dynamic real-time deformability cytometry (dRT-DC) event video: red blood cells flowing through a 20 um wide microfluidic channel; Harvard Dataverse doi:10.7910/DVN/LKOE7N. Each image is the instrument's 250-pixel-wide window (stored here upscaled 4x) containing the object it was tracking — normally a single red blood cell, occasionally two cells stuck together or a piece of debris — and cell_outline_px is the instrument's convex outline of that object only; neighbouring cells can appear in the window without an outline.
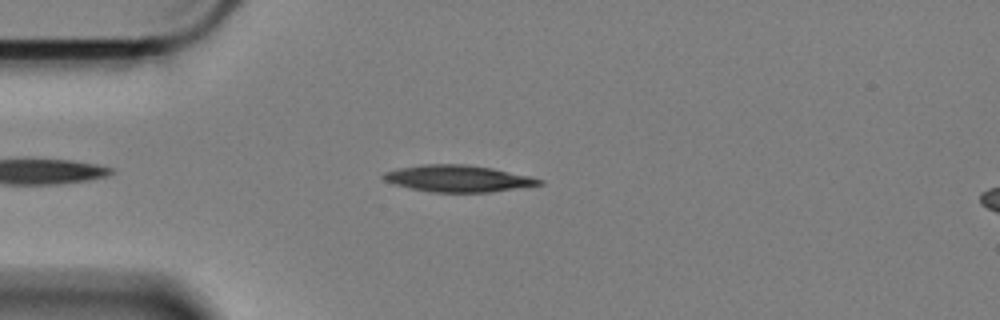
{"species": "Egyptian fruit bat (a non-hibernating species)", "species_latin": "Rousettus aegyptiacus", "temperature_condition": "cold", "stored_images_in_passage": 50, "camera_frame_rate_fps": 3000, "um_per_image_px": 0.085, "animal": {"sex": "female"}, "frame": {"image": 1, "passage_image": 6, "time_ms": 1.667, "image_size_px": [1000, 320], "cell_outline_px": [[544, 184], [492, 192], [428, 192], [396, 184], [384, 180], [380, 176], [384, 172], [400, 168], [420, 164], [464, 164], [492, 168], [532, 176], [544, 180]], "centroid_in_image_um": [38.97, 15.17], "position_along_channel_um": 46.0, "area_um2": 24.28}}
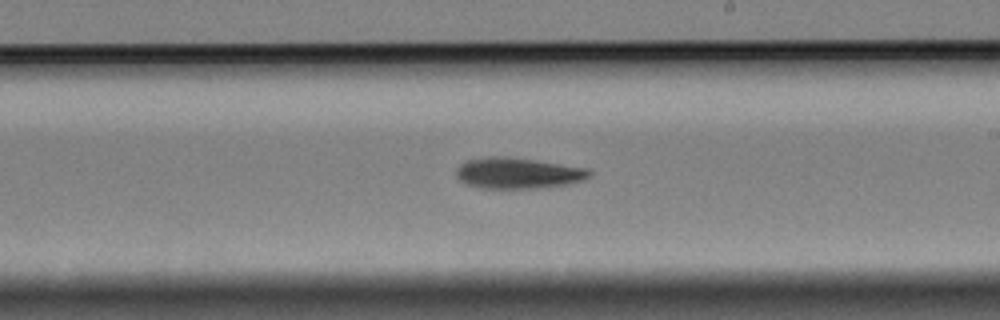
{"frame": {"image": 2, "passage_image": 25, "time_ms": 8.0, "image_size_px": [1000, 320], "cell_outline_px": [[592, 172], [588, 176], [580, 180], [568, 184], [536, 188], [480, 188], [464, 184], [456, 176], [456, 168], [460, 164], [468, 160], [488, 156], [500, 156], [532, 160], [588, 168]], "centroid_in_image_um": [43.95, 14.72], "position_along_channel_um": 245.0, "area_um2": 23.76}}
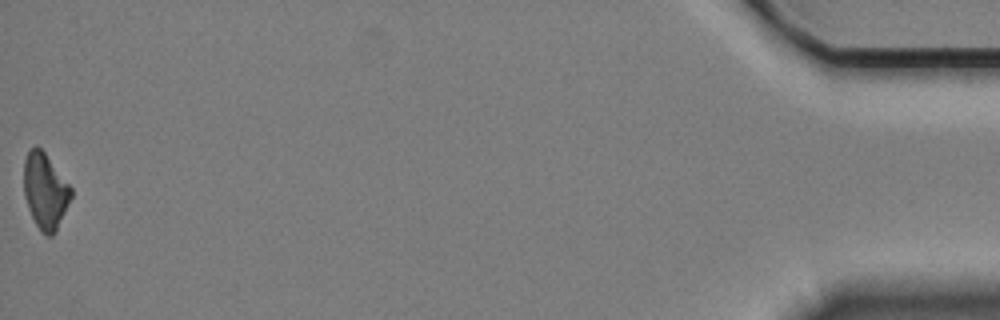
{"frame": {"image": 3, "passage_image": 50, "time_ms": 16.333, "image_size_px": [1000, 320], "cell_outline_px": [[72, 196], [56, 232], [52, 236], [48, 236], [36, 224], [28, 208], [24, 196], [24, 160], [28, 152], [36, 144], [44, 152], [72, 188]], "centroid_in_image_um": [3.84, 16.23], "position_along_channel_um": 431.4, "area_um2": 20.58}, "authors_computed_cell_mechanics": {"area_um2": 23.2934, "velocity_mm_per_s": 3.3799, "shape_relaxation_time_tau1_ms": 4.3285, "shape_relaxation_time_tau2_ms": null, "deformation_change_tau1": 0.108, "deformation_change_tau2": null}}